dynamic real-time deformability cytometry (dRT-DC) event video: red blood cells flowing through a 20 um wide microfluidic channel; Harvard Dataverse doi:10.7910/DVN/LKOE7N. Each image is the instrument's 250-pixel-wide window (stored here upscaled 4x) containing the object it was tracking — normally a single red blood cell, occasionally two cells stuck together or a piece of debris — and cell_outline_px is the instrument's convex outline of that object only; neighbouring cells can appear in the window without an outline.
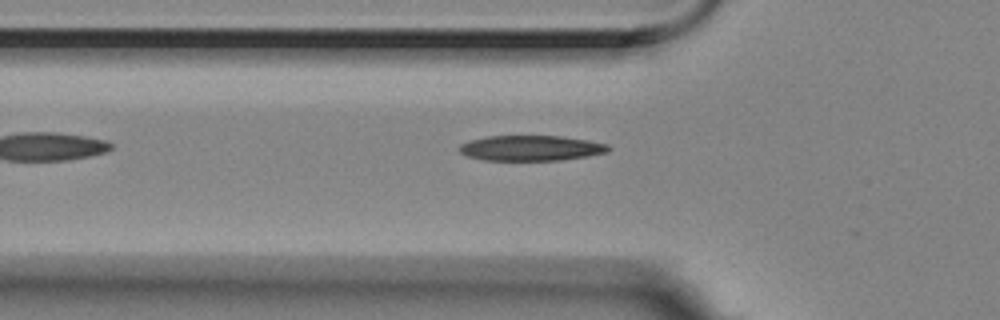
{"species": "Egyptian fruit bat (a non-hibernating species)", "species_latin": "Rousettus aegyptiacus", "temperature_condition": "room temperature", "stored_images_in_passage": 4, "camera_frame_rate_fps": 3000, "um_per_image_px": 0.085, "animal": {"sex": "female"}, "frame": {"image": 1, "passage_image": 3, "time_ms": 0.667, "image_size_px": [1000, 320], "cell_outline_px": [[612, 148], [608, 152], [560, 160], [484, 160], [468, 156], [460, 152], [456, 148], [460, 144], [468, 140], [488, 136], [560, 136], [588, 140], [608, 144]], "centroid_in_image_um": [45.1, 12.58], "position_along_channel_um": 80.7, "area_um2": 22.02}}
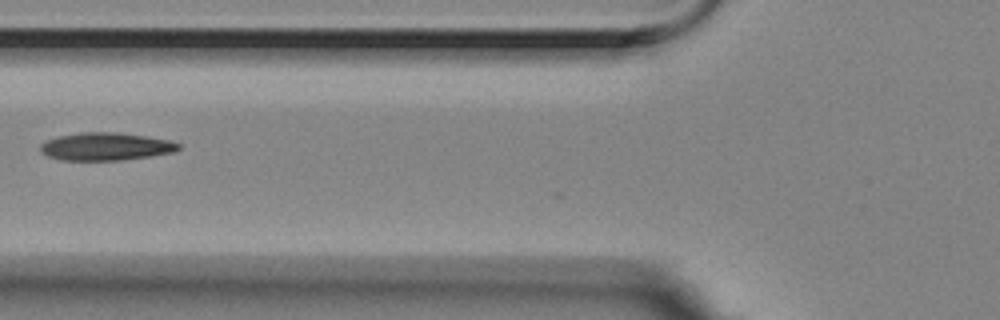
{"frame": {"image": 2, "passage_image": 4, "time_ms": 1.0, "image_size_px": [1000, 320], "cell_outline_px": [[180, 148], [176, 152], [152, 156], [120, 160], [60, 160], [48, 156], [40, 152], [40, 144], [44, 140], [60, 136], [80, 132], [120, 132], [148, 136], [168, 140], [180, 144]], "centroid_in_image_um": [8.99, 12.45], "position_along_channel_um": 116.8, "area_um2": 22.6}}